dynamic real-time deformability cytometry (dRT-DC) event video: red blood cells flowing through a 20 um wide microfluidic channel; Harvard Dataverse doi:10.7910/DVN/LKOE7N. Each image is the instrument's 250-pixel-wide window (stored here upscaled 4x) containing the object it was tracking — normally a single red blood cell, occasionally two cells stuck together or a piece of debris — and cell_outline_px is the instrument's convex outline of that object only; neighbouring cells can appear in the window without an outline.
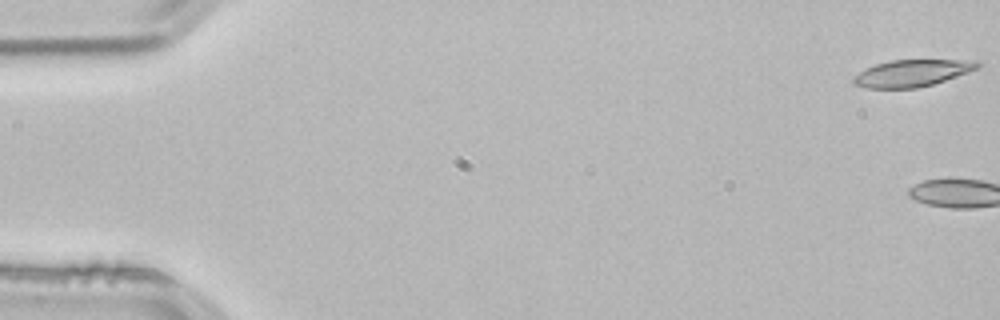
{"species": "common noctule bat (a hibernating species)", "species_latin": "Nyctalus noctula", "temperature_condition": "room temperature", "stored_images_in_passage": 3, "camera_frame_rate_fps": 3000, "um_per_image_px": 0.085, "animal": {"sex": "male", "body_mass_g": 21.5, "forearm_length_mm": 52.0}, "frame": {"image": 1, "passage_image": 1, "time_ms": 0.0, "image_size_px": [1000, 320], "cell_outline_px": [[984, 64], [980, 68], [932, 84], [916, 88], [864, 88], [852, 84], [852, 76], [876, 64], [892, 60], [980, 60]], "centroid_in_image_um": [77.55, 6.21], "position_along_channel_um": 7.4, "area_um2": 19.48}}